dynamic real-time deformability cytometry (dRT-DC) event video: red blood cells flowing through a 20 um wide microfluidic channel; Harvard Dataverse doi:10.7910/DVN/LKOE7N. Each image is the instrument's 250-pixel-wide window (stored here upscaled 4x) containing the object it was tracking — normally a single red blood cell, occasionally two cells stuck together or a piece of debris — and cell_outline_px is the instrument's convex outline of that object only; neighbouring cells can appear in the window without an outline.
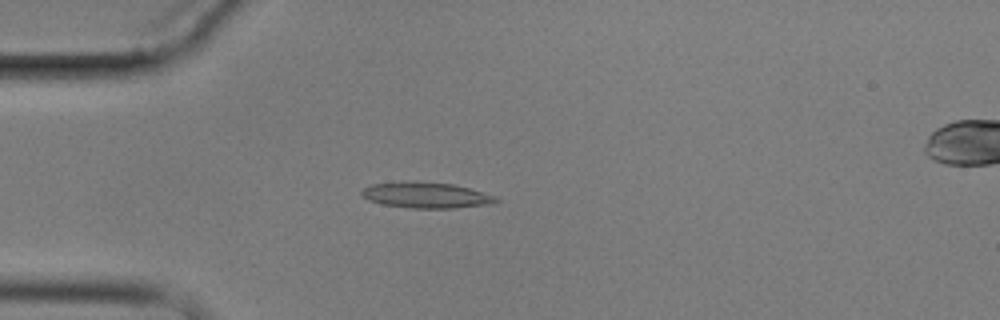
{"species": "common noctule bat (a hibernating species)", "species_latin": "Nyctalus noctula", "temperature_condition": "cold", "stored_images_in_passage": 6, "camera_frame_rate_fps": 3000, "um_per_image_px": 0.085, "animal": {"sex": "male", "body_mass_g": 17.9}, "frame": {"image": 1, "passage_image": 5, "time_ms": 4.667, "image_size_px": [1000, 320], "cell_outline_px": [[500, 200], [492, 204], [452, 208], [412, 208], [384, 204], [368, 200], [360, 192], [364, 188], [372, 184], [408, 180], [412, 180], [452, 184], [468, 188], [496, 196]], "centroid_in_image_um": [36.22, 16.57], "position_along_channel_um": 48.8, "area_um2": 20.23}}